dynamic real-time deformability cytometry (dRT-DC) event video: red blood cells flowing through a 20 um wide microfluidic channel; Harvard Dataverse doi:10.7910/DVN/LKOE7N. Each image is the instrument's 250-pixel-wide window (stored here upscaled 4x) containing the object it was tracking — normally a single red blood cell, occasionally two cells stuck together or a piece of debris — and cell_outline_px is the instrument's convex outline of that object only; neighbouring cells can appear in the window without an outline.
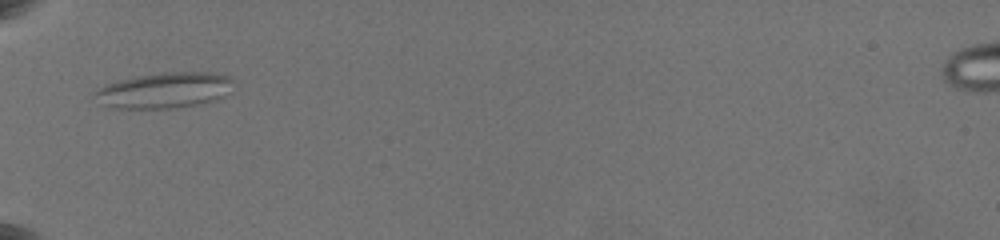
{"species": "common noctule bat (a hibernating species)", "species_latin": "Nyctalus noctula", "temperature_condition": "warm", "stored_images_in_passage": 3, "camera_frame_rate_fps": 3000, "um_per_image_px": 0.085, "animal": {"sex": "female", "body_mass_g": 19.5, "forearm_length_mm": 54.1}, "frame": {"image": 1, "passage_image": 1, "time_ms": 0.0, "image_size_px": [1000, 240], "cell_outline_px": [[232, 80], [224, 96], [204, 104], [176, 108], [112, 108], [100, 104], [92, 96], [92, 92], [104, 84], [136, 76], [160, 72], [212, 72], [228, 76]], "centroid_in_image_um": [13.89, 7.68], "position_along_channel_um": 71.1, "area_um2": 29.07}}